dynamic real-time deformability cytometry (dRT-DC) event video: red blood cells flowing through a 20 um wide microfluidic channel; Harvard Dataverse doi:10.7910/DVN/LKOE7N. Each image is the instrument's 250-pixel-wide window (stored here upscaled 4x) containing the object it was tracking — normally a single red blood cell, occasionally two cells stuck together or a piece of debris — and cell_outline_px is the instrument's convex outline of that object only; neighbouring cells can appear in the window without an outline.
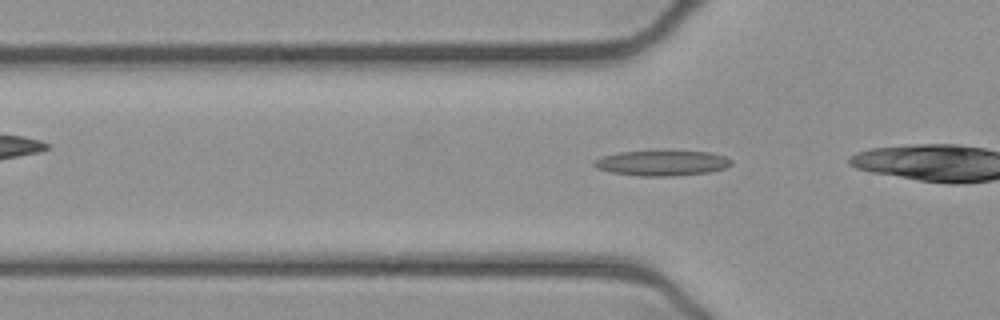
{"species": "common noctule bat (a hibernating species)", "species_latin": "Nyctalus noctula", "temperature_condition": "cold", "stored_images_in_passage": 21, "camera_frame_rate_fps": 3000, "um_per_image_px": 0.085, "animal": {"sex": "female", "body_mass_g": 21.9}, "frame": {"image": 1, "passage_image": 3, "time_ms": 0.667, "image_size_px": [1000, 320], "cell_outline_px": [[732, 164], [728, 168], [708, 172], [672, 176], [640, 176], [612, 172], [596, 168], [592, 164], [592, 160], [600, 156], [616, 152], [652, 148], [672, 148], [708, 152], [724, 156], [732, 160]], "centroid_in_image_um": [56.23, 13.79], "position_along_channel_um": 69.6, "area_um2": 21.68}}
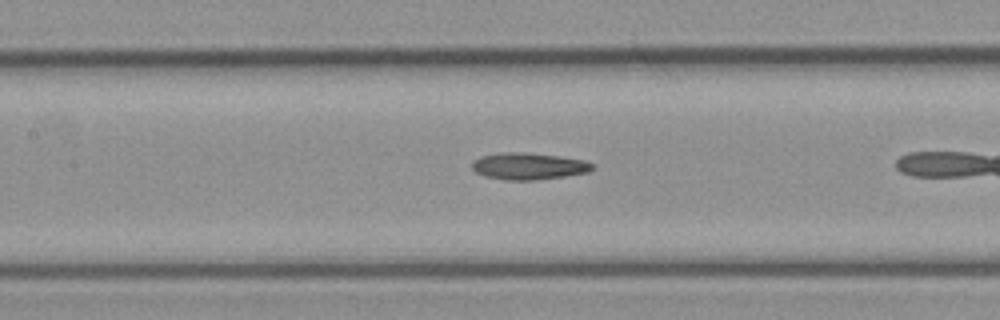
{"frame": {"image": 2, "passage_image": 10, "time_ms": 3.0, "image_size_px": [1000, 320], "cell_outline_px": [[596, 168], [588, 172], [564, 176], [536, 180], [504, 180], [484, 176], [476, 172], [472, 168], [472, 160], [480, 156], [500, 152], [524, 152], [560, 156], [584, 160], [596, 164]], "centroid_in_image_um": [44.94, 14.12], "position_along_channel_um": 162.5, "area_um2": 19.07}}
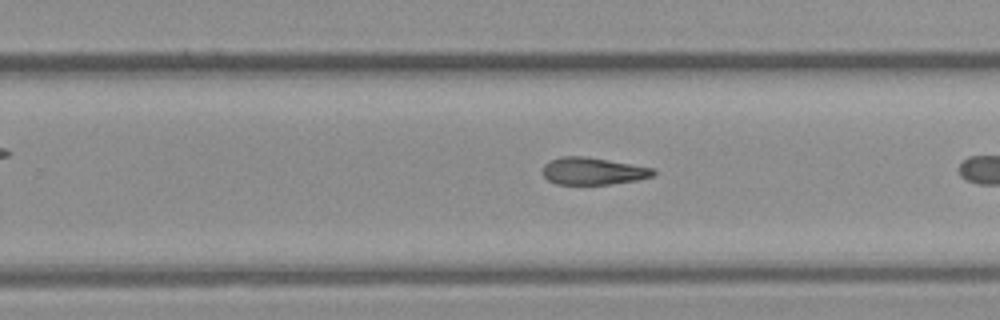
{"frame": {"image": 3, "passage_image": 19, "time_ms": 6.0, "image_size_px": [1000, 320], "cell_outline_px": [[656, 172], [652, 176], [636, 180], [608, 184], [556, 184], [548, 180], [544, 176], [544, 164], [548, 160], [560, 156], [588, 156], [652, 168]], "centroid_in_image_um": [50.36, 14.53], "position_along_channel_um": 279.4, "area_um2": 17.46}}